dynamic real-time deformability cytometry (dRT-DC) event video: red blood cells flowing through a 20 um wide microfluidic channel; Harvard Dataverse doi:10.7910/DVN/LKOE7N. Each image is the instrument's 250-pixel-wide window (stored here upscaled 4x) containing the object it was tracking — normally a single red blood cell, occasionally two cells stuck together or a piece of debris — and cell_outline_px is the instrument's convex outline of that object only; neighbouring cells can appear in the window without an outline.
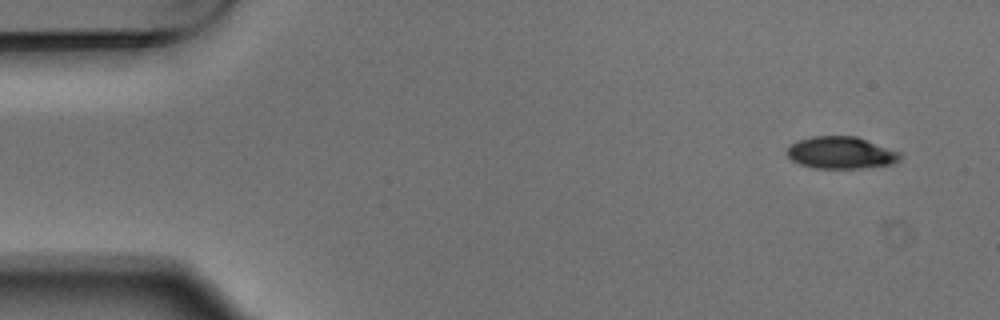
{"species": "Egyptian fruit bat (a non-hibernating species)", "species_latin": "Rousettus aegyptiacus", "temperature_condition": "warm", "stored_images_in_passage": 2, "camera_frame_rate_fps": 3000, "um_per_image_px": 0.085, "animal": {"sex": "male"}, "frame": {"image": 1, "passage_image": 1, "time_ms": 0.0, "image_size_px": [1000, 320], "cell_outline_px": [[900, 160], [892, 164], [860, 168], [816, 168], [800, 164], [792, 160], [788, 156], [788, 148], [796, 140], [812, 136], [856, 136], [900, 152]], "centroid_in_image_um": [71.48, 12.98], "position_along_channel_um": 13.5, "area_um2": 20.98}}